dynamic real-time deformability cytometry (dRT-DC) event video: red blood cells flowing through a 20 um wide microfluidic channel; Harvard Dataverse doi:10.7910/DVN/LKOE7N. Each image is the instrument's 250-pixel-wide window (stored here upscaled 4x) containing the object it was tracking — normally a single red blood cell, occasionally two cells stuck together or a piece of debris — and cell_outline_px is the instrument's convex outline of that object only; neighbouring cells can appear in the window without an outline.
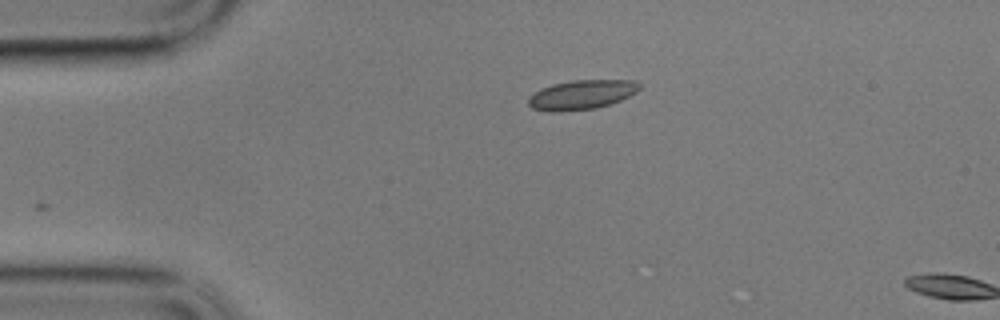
{"species": "common noctule bat (a hibernating species)", "species_latin": "Nyctalus noctula", "temperature_condition": "cold", "stored_images_in_passage": 2, "camera_frame_rate_fps": 3000, "um_per_image_px": 0.085, "animal": {"sex": "male", "body_mass_g": 17.9}, "frame": {"image": 1, "passage_image": 1, "time_ms": 0.0, "image_size_px": [1000, 320], "cell_outline_px": [[640, 88], [636, 92], [620, 100], [596, 108], [552, 112], [548, 112], [532, 108], [528, 104], [528, 96], [540, 88], [552, 84], [572, 80], [636, 80], [640, 84]], "centroid_in_image_um": [49.4, 8.04], "position_along_channel_um": 35.6, "area_um2": 19.07}}